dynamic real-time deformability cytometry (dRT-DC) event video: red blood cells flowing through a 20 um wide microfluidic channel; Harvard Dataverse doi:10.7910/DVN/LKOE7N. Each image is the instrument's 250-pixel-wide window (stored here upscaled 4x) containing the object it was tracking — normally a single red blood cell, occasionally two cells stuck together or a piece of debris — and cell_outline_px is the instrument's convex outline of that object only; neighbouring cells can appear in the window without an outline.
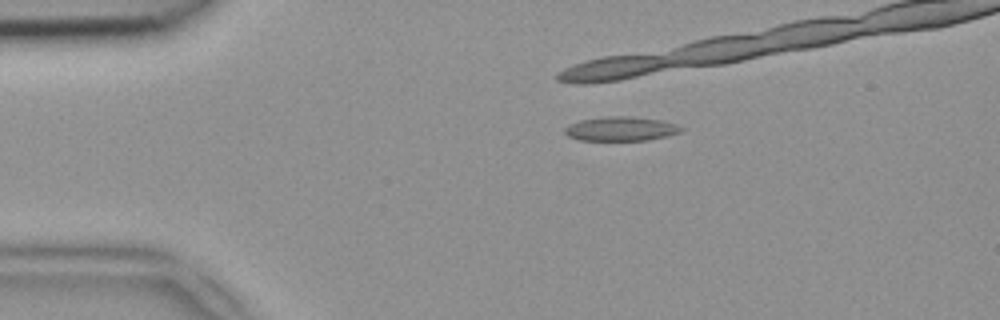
{"species": "common noctule bat (a hibernating species)", "species_latin": "Nyctalus noctula", "temperature_condition": "room temperature", "stored_images_in_passage": 21, "camera_frame_rate_fps": 3000, "um_per_image_px": 0.085, "animal": {"sex": "female", "body_mass_g": 18.4}, "frame": {"image": 1, "passage_image": 10, "time_ms": 3.0, "image_size_px": [1000, 320], "cell_outline_px": [[684, 128], [680, 132], [648, 140], [580, 140], [568, 136], [564, 132], [564, 128], [580, 120], [608, 116], [628, 116], [660, 120], [676, 124]], "centroid_in_image_um": [52.77, 10.95], "position_along_channel_um": 32.2, "area_um2": 16.18}}